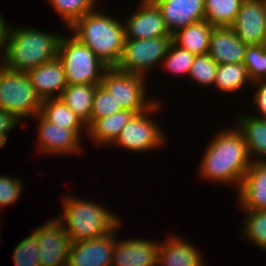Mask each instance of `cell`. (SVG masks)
<instances>
[{
	"label": "cell",
	"instance_id": "cell-1",
	"mask_svg": "<svg viewBox=\"0 0 266 266\" xmlns=\"http://www.w3.org/2000/svg\"><path fill=\"white\" fill-rule=\"evenodd\" d=\"M201 157L199 173L212 183L231 184L235 191L252 160L242 134L236 127L217 131Z\"/></svg>",
	"mask_w": 266,
	"mask_h": 266
},
{
	"label": "cell",
	"instance_id": "cell-2",
	"mask_svg": "<svg viewBox=\"0 0 266 266\" xmlns=\"http://www.w3.org/2000/svg\"><path fill=\"white\" fill-rule=\"evenodd\" d=\"M61 36L60 33L9 24L1 64L13 71L27 72L50 62L57 57Z\"/></svg>",
	"mask_w": 266,
	"mask_h": 266
},
{
	"label": "cell",
	"instance_id": "cell-3",
	"mask_svg": "<svg viewBox=\"0 0 266 266\" xmlns=\"http://www.w3.org/2000/svg\"><path fill=\"white\" fill-rule=\"evenodd\" d=\"M118 20L120 19L95 8L76 20L67 32L71 31L70 33L89 47L107 67H116L126 39L124 24Z\"/></svg>",
	"mask_w": 266,
	"mask_h": 266
},
{
	"label": "cell",
	"instance_id": "cell-4",
	"mask_svg": "<svg viewBox=\"0 0 266 266\" xmlns=\"http://www.w3.org/2000/svg\"><path fill=\"white\" fill-rule=\"evenodd\" d=\"M63 196V210L56 216L64 225L65 231L72 243L93 239L113 231L120 223L121 216L114 214L104 205L89 201Z\"/></svg>",
	"mask_w": 266,
	"mask_h": 266
},
{
	"label": "cell",
	"instance_id": "cell-5",
	"mask_svg": "<svg viewBox=\"0 0 266 266\" xmlns=\"http://www.w3.org/2000/svg\"><path fill=\"white\" fill-rule=\"evenodd\" d=\"M69 35L62 34L57 53L64 66L67 85H100L108 67L89 47Z\"/></svg>",
	"mask_w": 266,
	"mask_h": 266
},
{
	"label": "cell",
	"instance_id": "cell-6",
	"mask_svg": "<svg viewBox=\"0 0 266 266\" xmlns=\"http://www.w3.org/2000/svg\"><path fill=\"white\" fill-rule=\"evenodd\" d=\"M41 104L42 99L36 94L26 72L13 71L0 64L1 110L24 121L40 114Z\"/></svg>",
	"mask_w": 266,
	"mask_h": 266
},
{
	"label": "cell",
	"instance_id": "cell-7",
	"mask_svg": "<svg viewBox=\"0 0 266 266\" xmlns=\"http://www.w3.org/2000/svg\"><path fill=\"white\" fill-rule=\"evenodd\" d=\"M160 105L161 102L156 101L148 110L136 114L122 129L119 137L111 145L114 146L112 148L120 147L133 153L161 149L167 138L163 128L152 117L155 116L154 112L160 110Z\"/></svg>",
	"mask_w": 266,
	"mask_h": 266
},
{
	"label": "cell",
	"instance_id": "cell-8",
	"mask_svg": "<svg viewBox=\"0 0 266 266\" xmlns=\"http://www.w3.org/2000/svg\"><path fill=\"white\" fill-rule=\"evenodd\" d=\"M146 77L108 67L104 72L101 85L113 96L122 109L137 114L148 110L157 100L148 99Z\"/></svg>",
	"mask_w": 266,
	"mask_h": 266
},
{
	"label": "cell",
	"instance_id": "cell-9",
	"mask_svg": "<svg viewBox=\"0 0 266 266\" xmlns=\"http://www.w3.org/2000/svg\"><path fill=\"white\" fill-rule=\"evenodd\" d=\"M172 43V36L150 39H125L121 58L116 68L132 74L147 77L154 68L161 65Z\"/></svg>",
	"mask_w": 266,
	"mask_h": 266
},
{
	"label": "cell",
	"instance_id": "cell-10",
	"mask_svg": "<svg viewBox=\"0 0 266 266\" xmlns=\"http://www.w3.org/2000/svg\"><path fill=\"white\" fill-rule=\"evenodd\" d=\"M38 241L41 266H67L72 242L56 217L33 231Z\"/></svg>",
	"mask_w": 266,
	"mask_h": 266
},
{
	"label": "cell",
	"instance_id": "cell-11",
	"mask_svg": "<svg viewBox=\"0 0 266 266\" xmlns=\"http://www.w3.org/2000/svg\"><path fill=\"white\" fill-rule=\"evenodd\" d=\"M32 119L38 122L36 142L38 144L37 151H39V154L44 153L45 156L83 154L82 150L85 149L82 145L83 141L71 129L50 123L40 114H37Z\"/></svg>",
	"mask_w": 266,
	"mask_h": 266
},
{
	"label": "cell",
	"instance_id": "cell-12",
	"mask_svg": "<svg viewBox=\"0 0 266 266\" xmlns=\"http://www.w3.org/2000/svg\"><path fill=\"white\" fill-rule=\"evenodd\" d=\"M121 226L120 223L106 235L72 243L67 266H111L116 237Z\"/></svg>",
	"mask_w": 266,
	"mask_h": 266
},
{
	"label": "cell",
	"instance_id": "cell-13",
	"mask_svg": "<svg viewBox=\"0 0 266 266\" xmlns=\"http://www.w3.org/2000/svg\"><path fill=\"white\" fill-rule=\"evenodd\" d=\"M230 27L245 44H264L266 41L265 0H243L237 17Z\"/></svg>",
	"mask_w": 266,
	"mask_h": 266
},
{
	"label": "cell",
	"instance_id": "cell-14",
	"mask_svg": "<svg viewBox=\"0 0 266 266\" xmlns=\"http://www.w3.org/2000/svg\"><path fill=\"white\" fill-rule=\"evenodd\" d=\"M138 5V9L123 22L126 39L172 36L166 28L160 10L151 0H141Z\"/></svg>",
	"mask_w": 266,
	"mask_h": 266
},
{
	"label": "cell",
	"instance_id": "cell-15",
	"mask_svg": "<svg viewBox=\"0 0 266 266\" xmlns=\"http://www.w3.org/2000/svg\"><path fill=\"white\" fill-rule=\"evenodd\" d=\"M159 244L143 237L122 241L116 237L111 266H157Z\"/></svg>",
	"mask_w": 266,
	"mask_h": 266
},
{
	"label": "cell",
	"instance_id": "cell-16",
	"mask_svg": "<svg viewBox=\"0 0 266 266\" xmlns=\"http://www.w3.org/2000/svg\"><path fill=\"white\" fill-rule=\"evenodd\" d=\"M160 10L171 35L194 22L205 20L204 0H151Z\"/></svg>",
	"mask_w": 266,
	"mask_h": 266
},
{
	"label": "cell",
	"instance_id": "cell-17",
	"mask_svg": "<svg viewBox=\"0 0 266 266\" xmlns=\"http://www.w3.org/2000/svg\"><path fill=\"white\" fill-rule=\"evenodd\" d=\"M236 194L241 210H266V161H252Z\"/></svg>",
	"mask_w": 266,
	"mask_h": 266
},
{
	"label": "cell",
	"instance_id": "cell-18",
	"mask_svg": "<svg viewBox=\"0 0 266 266\" xmlns=\"http://www.w3.org/2000/svg\"><path fill=\"white\" fill-rule=\"evenodd\" d=\"M167 236L159 244L157 266H205L204 255L198 247L180 235Z\"/></svg>",
	"mask_w": 266,
	"mask_h": 266
},
{
	"label": "cell",
	"instance_id": "cell-19",
	"mask_svg": "<svg viewBox=\"0 0 266 266\" xmlns=\"http://www.w3.org/2000/svg\"><path fill=\"white\" fill-rule=\"evenodd\" d=\"M26 73L36 94L42 100L59 98L67 86L64 66L58 57Z\"/></svg>",
	"mask_w": 266,
	"mask_h": 266
},
{
	"label": "cell",
	"instance_id": "cell-20",
	"mask_svg": "<svg viewBox=\"0 0 266 266\" xmlns=\"http://www.w3.org/2000/svg\"><path fill=\"white\" fill-rule=\"evenodd\" d=\"M246 47L247 44L236 36L231 27H214L208 54L218 64H238L244 61Z\"/></svg>",
	"mask_w": 266,
	"mask_h": 266
},
{
	"label": "cell",
	"instance_id": "cell-21",
	"mask_svg": "<svg viewBox=\"0 0 266 266\" xmlns=\"http://www.w3.org/2000/svg\"><path fill=\"white\" fill-rule=\"evenodd\" d=\"M236 118L235 126L242 134L251 160L266 161V119L242 113Z\"/></svg>",
	"mask_w": 266,
	"mask_h": 266
},
{
	"label": "cell",
	"instance_id": "cell-22",
	"mask_svg": "<svg viewBox=\"0 0 266 266\" xmlns=\"http://www.w3.org/2000/svg\"><path fill=\"white\" fill-rule=\"evenodd\" d=\"M136 112L131 110L122 109L121 111L111 114L104 118L95 120L88 128V137L93 140V144L101 145H112L115 140L119 137L122 129L127 123L136 115Z\"/></svg>",
	"mask_w": 266,
	"mask_h": 266
},
{
	"label": "cell",
	"instance_id": "cell-23",
	"mask_svg": "<svg viewBox=\"0 0 266 266\" xmlns=\"http://www.w3.org/2000/svg\"><path fill=\"white\" fill-rule=\"evenodd\" d=\"M213 28L206 20L197 21L174 32L172 41L195 55L207 54Z\"/></svg>",
	"mask_w": 266,
	"mask_h": 266
},
{
	"label": "cell",
	"instance_id": "cell-24",
	"mask_svg": "<svg viewBox=\"0 0 266 266\" xmlns=\"http://www.w3.org/2000/svg\"><path fill=\"white\" fill-rule=\"evenodd\" d=\"M40 115L50 123L71 129L80 139L87 133V127L60 98L42 100Z\"/></svg>",
	"mask_w": 266,
	"mask_h": 266
},
{
	"label": "cell",
	"instance_id": "cell-25",
	"mask_svg": "<svg viewBox=\"0 0 266 266\" xmlns=\"http://www.w3.org/2000/svg\"><path fill=\"white\" fill-rule=\"evenodd\" d=\"M96 86L91 84L67 85L59 97L87 128L90 126Z\"/></svg>",
	"mask_w": 266,
	"mask_h": 266
},
{
	"label": "cell",
	"instance_id": "cell-26",
	"mask_svg": "<svg viewBox=\"0 0 266 266\" xmlns=\"http://www.w3.org/2000/svg\"><path fill=\"white\" fill-rule=\"evenodd\" d=\"M251 85L246 67L243 63L218 64L216 80L213 85L220 93H237L245 88V84ZM245 86V87H243Z\"/></svg>",
	"mask_w": 266,
	"mask_h": 266
},
{
	"label": "cell",
	"instance_id": "cell-27",
	"mask_svg": "<svg viewBox=\"0 0 266 266\" xmlns=\"http://www.w3.org/2000/svg\"><path fill=\"white\" fill-rule=\"evenodd\" d=\"M243 0H204L205 20L214 27H230Z\"/></svg>",
	"mask_w": 266,
	"mask_h": 266
},
{
	"label": "cell",
	"instance_id": "cell-28",
	"mask_svg": "<svg viewBox=\"0 0 266 266\" xmlns=\"http://www.w3.org/2000/svg\"><path fill=\"white\" fill-rule=\"evenodd\" d=\"M243 226L240 233L257 248L266 252V210H243Z\"/></svg>",
	"mask_w": 266,
	"mask_h": 266
},
{
	"label": "cell",
	"instance_id": "cell-29",
	"mask_svg": "<svg viewBox=\"0 0 266 266\" xmlns=\"http://www.w3.org/2000/svg\"><path fill=\"white\" fill-rule=\"evenodd\" d=\"M68 29L76 20L96 8L99 0H46Z\"/></svg>",
	"mask_w": 266,
	"mask_h": 266
},
{
	"label": "cell",
	"instance_id": "cell-30",
	"mask_svg": "<svg viewBox=\"0 0 266 266\" xmlns=\"http://www.w3.org/2000/svg\"><path fill=\"white\" fill-rule=\"evenodd\" d=\"M195 54L190 53L188 50L177 46L173 41L169 46L167 54L162 61L163 70L169 71L172 75L186 76L191 69V65L195 59Z\"/></svg>",
	"mask_w": 266,
	"mask_h": 266
},
{
	"label": "cell",
	"instance_id": "cell-31",
	"mask_svg": "<svg viewBox=\"0 0 266 266\" xmlns=\"http://www.w3.org/2000/svg\"><path fill=\"white\" fill-rule=\"evenodd\" d=\"M218 69V63L207 53L196 55L191 65L189 78L201 87H213Z\"/></svg>",
	"mask_w": 266,
	"mask_h": 266
},
{
	"label": "cell",
	"instance_id": "cell-32",
	"mask_svg": "<svg viewBox=\"0 0 266 266\" xmlns=\"http://www.w3.org/2000/svg\"><path fill=\"white\" fill-rule=\"evenodd\" d=\"M243 65L252 83L266 81V50L262 45H247Z\"/></svg>",
	"mask_w": 266,
	"mask_h": 266
},
{
	"label": "cell",
	"instance_id": "cell-33",
	"mask_svg": "<svg viewBox=\"0 0 266 266\" xmlns=\"http://www.w3.org/2000/svg\"><path fill=\"white\" fill-rule=\"evenodd\" d=\"M39 247L35 233L21 240L12 251V262L15 266H41Z\"/></svg>",
	"mask_w": 266,
	"mask_h": 266
},
{
	"label": "cell",
	"instance_id": "cell-34",
	"mask_svg": "<svg viewBox=\"0 0 266 266\" xmlns=\"http://www.w3.org/2000/svg\"><path fill=\"white\" fill-rule=\"evenodd\" d=\"M121 110L122 107L116 103L113 96H111L101 84L97 85L92 102L90 125L99 118L107 117Z\"/></svg>",
	"mask_w": 266,
	"mask_h": 266
},
{
	"label": "cell",
	"instance_id": "cell-35",
	"mask_svg": "<svg viewBox=\"0 0 266 266\" xmlns=\"http://www.w3.org/2000/svg\"><path fill=\"white\" fill-rule=\"evenodd\" d=\"M22 181L19 178L0 175V207L15 204L23 191Z\"/></svg>",
	"mask_w": 266,
	"mask_h": 266
},
{
	"label": "cell",
	"instance_id": "cell-36",
	"mask_svg": "<svg viewBox=\"0 0 266 266\" xmlns=\"http://www.w3.org/2000/svg\"><path fill=\"white\" fill-rule=\"evenodd\" d=\"M255 89V94H253V103L257 108L256 114L252 116L260 119H266V81H257L252 83ZM256 115V116H255Z\"/></svg>",
	"mask_w": 266,
	"mask_h": 266
},
{
	"label": "cell",
	"instance_id": "cell-37",
	"mask_svg": "<svg viewBox=\"0 0 266 266\" xmlns=\"http://www.w3.org/2000/svg\"><path fill=\"white\" fill-rule=\"evenodd\" d=\"M22 123L14 114L0 109V134L7 136Z\"/></svg>",
	"mask_w": 266,
	"mask_h": 266
},
{
	"label": "cell",
	"instance_id": "cell-38",
	"mask_svg": "<svg viewBox=\"0 0 266 266\" xmlns=\"http://www.w3.org/2000/svg\"><path fill=\"white\" fill-rule=\"evenodd\" d=\"M8 28L9 23L5 21L4 16L0 13V58H2L6 47Z\"/></svg>",
	"mask_w": 266,
	"mask_h": 266
},
{
	"label": "cell",
	"instance_id": "cell-39",
	"mask_svg": "<svg viewBox=\"0 0 266 266\" xmlns=\"http://www.w3.org/2000/svg\"><path fill=\"white\" fill-rule=\"evenodd\" d=\"M7 139H8L7 136H4V135L0 134V150H1V148H3L4 146H6V144H7Z\"/></svg>",
	"mask_w": 266,
	"mask_h": 266
}]
</instances>
